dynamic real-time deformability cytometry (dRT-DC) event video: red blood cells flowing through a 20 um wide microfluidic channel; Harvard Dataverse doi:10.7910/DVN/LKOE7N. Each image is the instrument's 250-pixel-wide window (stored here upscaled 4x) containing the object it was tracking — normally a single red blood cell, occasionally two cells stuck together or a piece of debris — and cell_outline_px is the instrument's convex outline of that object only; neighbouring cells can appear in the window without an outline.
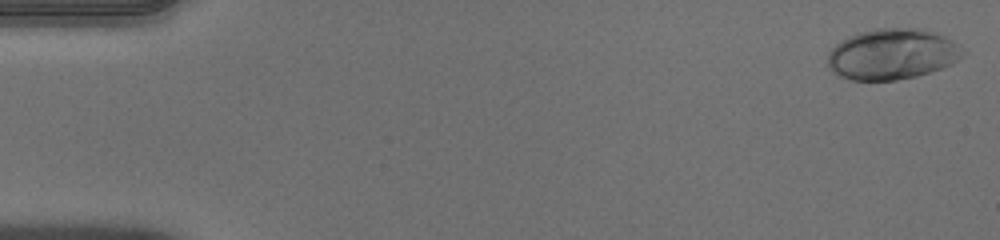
{"species": "human", "species_latin": "Homo sapiens", "temperature_condition": "warm", "stored_images_in_passage": 51, "camera_frame_rate_fps": 3000, "um_per_image_px": 0.085, "donor": {"sex": "male"}, "frame": {"image": 1, "passage_image": 1, "time_ms": 0.0, "image_size_px": [1000, 240], "cell_outline_px": [[968, 52], [964, 56], [952, 64], [916, 76], [896, 80], [852, 80], [836, 76], [828, 68], [828, 52], [840, 40], [848, 36], [860, 32], [876, 28], [920, 28], [936, 32], [960, 44]], "centroid_in_image_um": [75.85, 4.59], "position_along_channel_um": 9.2, "area_um2": 40.52}}
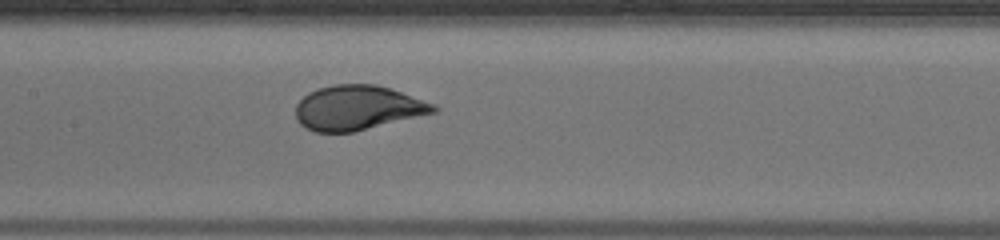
{"frame": {"image": 2, "passage_image": 25, "time_ms": 8.0, "image_size_px": [1000, 240], "cell_outline_px": [[440, 108], [436, 112], [352, 132], [316, 132], [300, 124], [296, 120], [296, 104], [308, 92], [316, 88], [336, 84], [376, 84], [392, 88], [436, 104]], "centroid_in_image_um": [30.41, 9.14], "position_along_channel_um": 177.0, "area_um2": 35.95}}
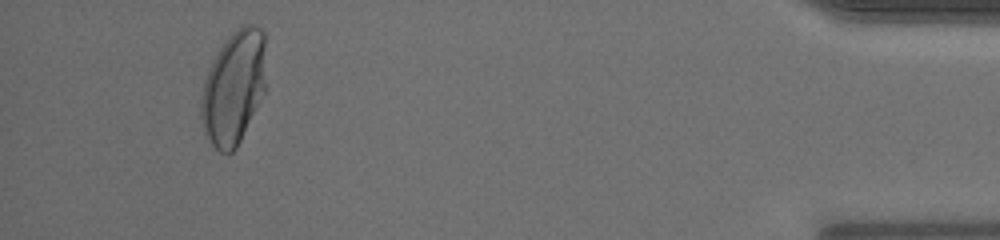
{"frame": {"image": 3, "passage_image": 48, "time_ms": 15.667, "image_size_px": [1000, 240], "cell_outline_px": [[268, 88], [236, 148], [232, 152], [220, 152], [204, 136], [200, 120], [200, 96], [204, 80], [208, 68], [216, 52], [228, 36], [232, 32], [244, 24], [252, 24], [260, 28], [264, 32]], "centroid_in_image_um": [19.88, 7.43], "position_along_channel_um": 415.3, "area_um2": 44.27}, "authors_computed_cell_mechanics": {"area_um2": 36.8764, "velocity_mm_per_s": 3.9767, "shape_relaxation_time_tau1_ms": 3.7171, "shape_relaxation_time_tau2_ms": null, "deformation_change_tau1": 0.197, "deformation_change_tau2": null}}